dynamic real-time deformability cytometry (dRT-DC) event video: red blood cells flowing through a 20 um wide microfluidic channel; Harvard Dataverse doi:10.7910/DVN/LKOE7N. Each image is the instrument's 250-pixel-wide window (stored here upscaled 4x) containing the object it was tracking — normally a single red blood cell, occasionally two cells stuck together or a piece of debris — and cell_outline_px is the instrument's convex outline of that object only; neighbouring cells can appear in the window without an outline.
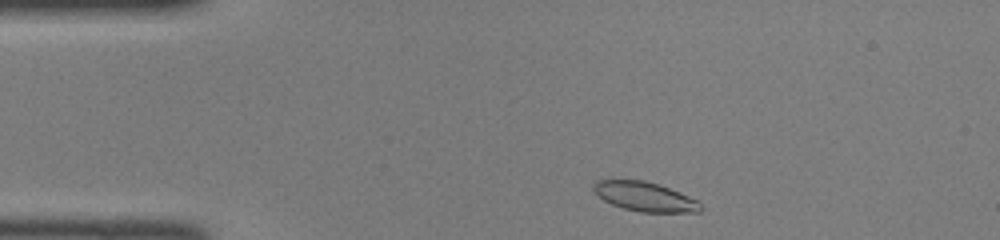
{"species": "common noctule bat (a hibernating species)", "species_latin": "Nyctalus noctula", "temperature_condition": "room temperature", "stored_images_in_passage": 40, "camera_frame_rate_fps": 3000, "um_per_image_px": 0.085, "animal": {"sex": "female", "body_mass_g": 22.0, "forearm_length_mm": 56.7}, "frame": {"image": 1, "passage_image": 2, "time_ms": 0.333, "image_size_px": [1000, 240], "cell_outline_px": [[704, 208], [700, 212], [640, 212], [624, 208], [612, 204], [604, 200], [592, 188], [592, 184], [596, 180], [644, 180], [668, 188], [688, 196], [696, 200]], "centroid_in_image_um": [54.81, 16.72], "position_along_channel_um": 30.2, "area_um2": 18.03}}
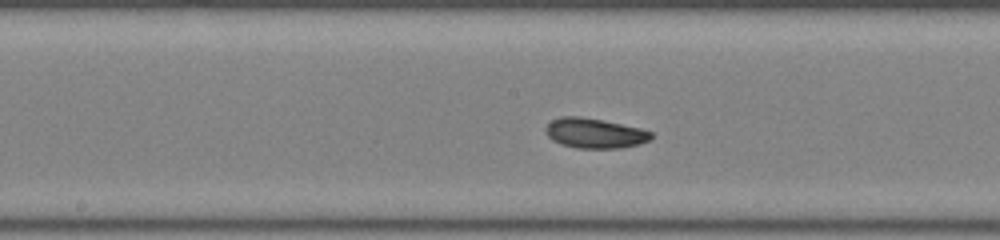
{"frame": {"image": 2, "passage_image": 17, "time_ms": 5.333, "image_size_px": [1000, 240], "cell_outline_px": [[652, 136], [648, 140], [640, 144], [620, 148], [576, 148], [560, 144], [552, 140], [544, 132], [544, 128], [552, 120], [560, 116], [580, 116], [640, 128], [652, 132]], "centroid_in_image_um": [50.5, 11.32], "position_along_channel_um": 197.7, "area_um2": 18.38}}
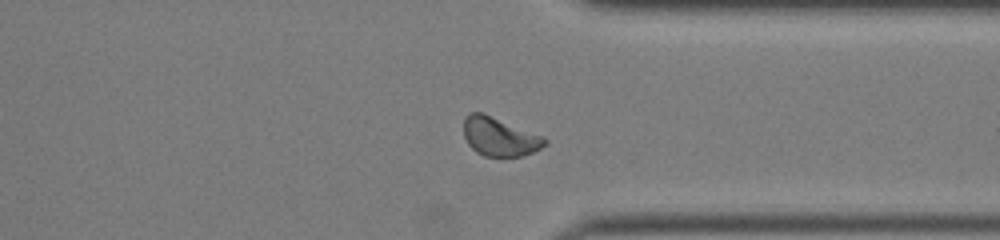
{"frame": {"image": 3, "passage_image": 29, "time_ms": 9.333, "image_size_px": [1000, 240], "cell_outline_px": [[548, 144], [532, 152], [520, 156], [484, 156], [476, 152], [468, 144], [464, 136], [464, 120], [468, 112], [484, 112], [544, 136], [548, 140]], "centroid_in_image_um": [42.47, 11.6], "position_along_channel_um": 368.9, "area_um2": 18.5}}